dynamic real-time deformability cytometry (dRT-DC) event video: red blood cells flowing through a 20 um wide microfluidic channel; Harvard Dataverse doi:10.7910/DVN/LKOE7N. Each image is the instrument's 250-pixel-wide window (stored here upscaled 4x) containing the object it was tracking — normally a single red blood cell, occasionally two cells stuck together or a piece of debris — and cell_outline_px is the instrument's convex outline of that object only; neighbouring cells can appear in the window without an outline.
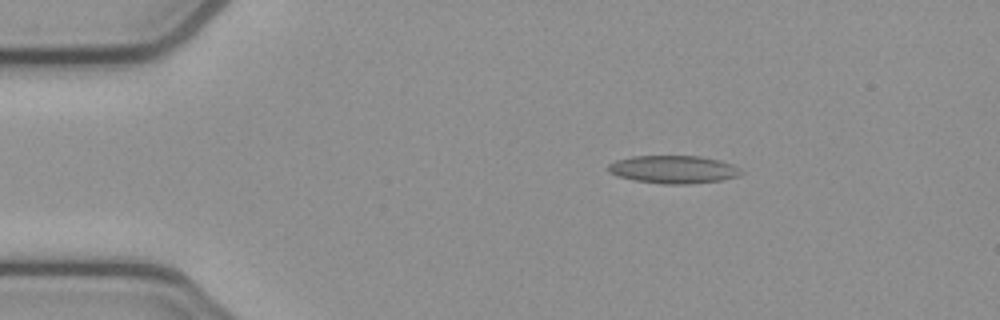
{"species": "common noctule bat (a hibernating species)", "species_latin": "Nyctalus noctula", "temperature_condition": "cold", "stored_images_in_passage": 3, "camera_frame_rate_fps": 3000, "um_per_image_px": 0.085, "animal": {"sex": "female", "body_mass_g": 21.9}, "frame": {"image": 1, "passage_image": 2, "time_ms": 0.333, "image_size_px": [1000, 320], "cell_outline_px": [[744, 172], [740, 176], [720, 180], [688, 184], [664, 184], [632, 180], [616, 176], [608, 172], [608, 164], [616, 160], [632, 156], [700, 156], [720, 160], [732, 164]], "centroid_in_image_um": [57.22, 14.4], "position_along_channel_um": 27.8, "area_um2": 21.73}}